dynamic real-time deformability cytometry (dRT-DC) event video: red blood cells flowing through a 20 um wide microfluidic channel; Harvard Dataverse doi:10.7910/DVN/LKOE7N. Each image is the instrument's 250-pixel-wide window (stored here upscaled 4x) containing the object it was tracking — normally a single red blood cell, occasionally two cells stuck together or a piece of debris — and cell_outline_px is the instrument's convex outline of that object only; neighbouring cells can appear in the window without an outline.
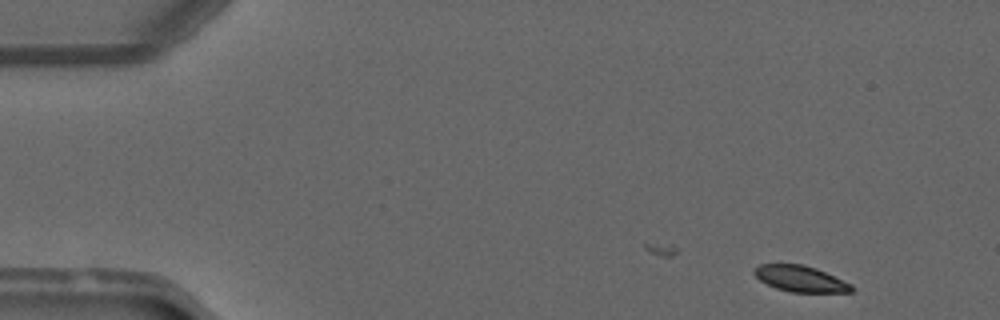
{"species": "common noctule bat (a hibernating species)", "species_latin": "Nyctalus noctula", "temperature_condition": "warm", "stored_images_in_passage": 45, "camera_frame_rate_fps": 3000, "um_per_image_px": 0.085, "animal": {"sex": "male", "forearm_length_mm": 52.5}, "frame": {"image": 1, "passage_image": 2, "time_ms": 0.333, "image_size_px": [1000, 320], "cell_outline_px": [[856, 288], [852, 292], [792, 292], [776, 288], [760, 280], [752, 272], [760, 264], [804, 264], [816, 268], [852, 284]], "centroid_in_image_um": [68.07, 23.69], "position_along_channel_um": 16.9, "area_um2": 14.74}}
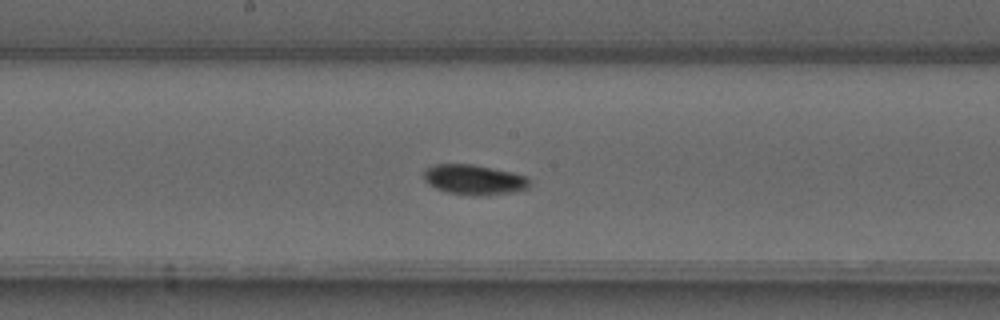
{"frame": {"image": 2, "passage_image": 24, "time_ms": 7.667, "image_size_px": [1000, 320], "cell_outline_px": [[532, 184], [528, 188], [516, 192], [484, 196], [472, 196], [448, 192], [436, 188], [428, 184], [424, 180], [424, 168], [436, 164], [472, 164], [512, 172], [528, 176], [532, 180]], "centroid_in_image_um": [40.35, 15.28], "position_along_channel_um": 207.8, "area_um2": 18.96}}
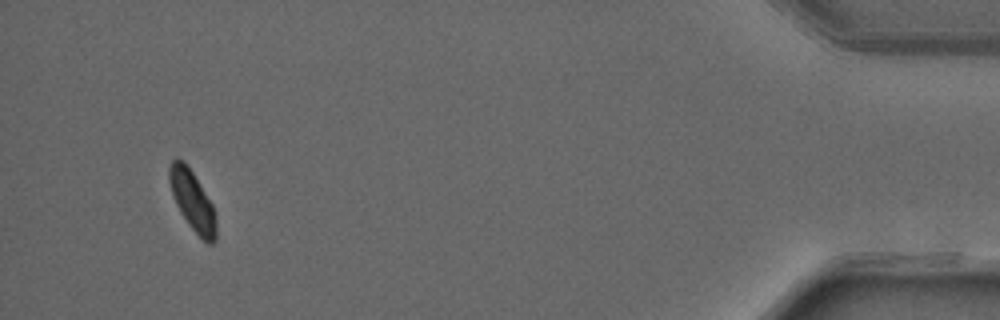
{"frame": {"image": 3, "passage_image": 45, "time_ms": 14.667, "image_size_px": [1000, 320], "cell_outline_px": [[216, 240], [212, 244], [208, 244], [188, 224], [180, 212], [176, 204], [168, 180], [168, 168], [172, 160], [176, 156], [184, 160], [188, 164], [212, 204], [216, 220]], "centroid_in_image_um": [16.34, 17.01], "position_along_channel_um": 418.9, "area_um2": 16.42}, "authors_computed_cell_mechanics": {"area_um2": 17.1088, "velocity_mm_per_s": 4.0861, "shape_relaxation_time_tau1_ms": 2.8085, "shape_relaxation_time_tau2_ms": null, "deformation_change_tau1": 0.1138, "deformation_change_tau2": null}}